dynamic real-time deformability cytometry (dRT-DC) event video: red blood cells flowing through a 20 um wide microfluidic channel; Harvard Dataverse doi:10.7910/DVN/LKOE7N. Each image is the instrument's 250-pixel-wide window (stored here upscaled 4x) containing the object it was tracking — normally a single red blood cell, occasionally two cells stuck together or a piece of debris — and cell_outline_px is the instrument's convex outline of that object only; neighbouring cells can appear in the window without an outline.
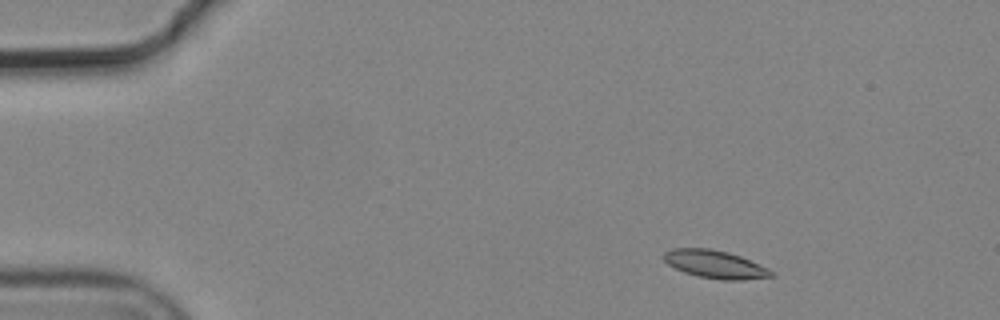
{"species": "common noctule bat (a hibernating species)", "species_latin": "Nyctalus noctula", "temperature_condition": "cold", "stored_images_in_passage": 7, "camera_frame_rate_fps": 3000, "um_per_image_px": 0.085, "animal": {"sex": "male", "body_mass_g": 19.2, "forearm_length_mm": 51.8}, "frame": {"image": 1, "passage_image": 2, "time_ms": 0.333, "image_size_px": [1000, 320], "cell_outline_px": [[776, 276], [740, 280], [720, 280], [700, 276], [684, 272], [668, 264], [660, 256], [664, 252], [672, 248], [708, 248], [728, 252], [740, 256], [768, 268], [776, 272]], "centroid_in_image_um": [60.79, 22.46], "position_along_channel_um": 24.2, "area_um2": 17.57}}
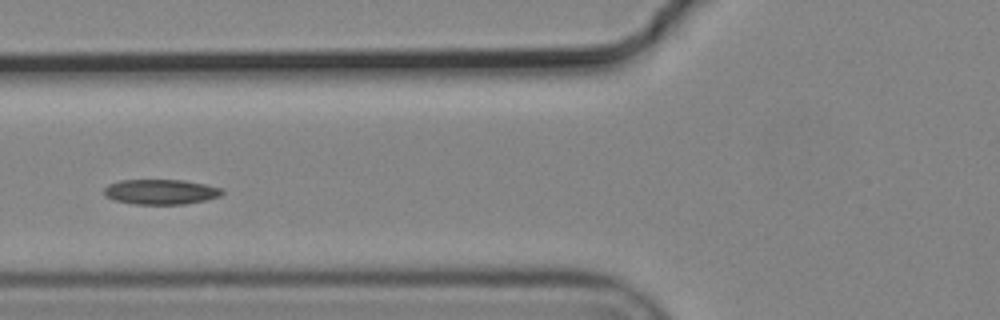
{"frame": {"image": 2, "passage_image": 6, "time_ms": 1.667, "image_size_px": [1000, 320], "cell_outline_px": [[224, 192], [220, 196], [204, 200], [184, 204], [132, 204], [116, 200], [104, 196], [104, 188], [108, 184], [120, 180], [184, 180], [224, 188]], "centroid_in_image_um": [13.66, 16.3], "position_along_channel_um": 112.1, "area_um2": 17.28}}
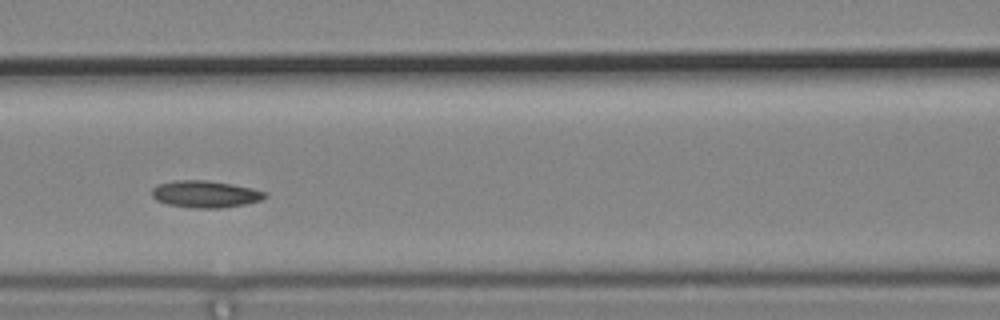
{"frame": {"image": 3, "passage_image": 7, "time_ms": 2.0, "image_size_px": [1000, 320], "cell_outline_px": [[268, 196], [260, 200], [244, 204], [220, 208], [196, 208], [168, 204], [156, 200], [152, 196], [152, 188], [156, 184], [176, 180], [204, 180], [232, 184], [252, 188], [268, 192]], "centroid_in_image_um": [17.45, 16.49], "position_along_channel_um": 149.2, "area_um2": 17.74}}